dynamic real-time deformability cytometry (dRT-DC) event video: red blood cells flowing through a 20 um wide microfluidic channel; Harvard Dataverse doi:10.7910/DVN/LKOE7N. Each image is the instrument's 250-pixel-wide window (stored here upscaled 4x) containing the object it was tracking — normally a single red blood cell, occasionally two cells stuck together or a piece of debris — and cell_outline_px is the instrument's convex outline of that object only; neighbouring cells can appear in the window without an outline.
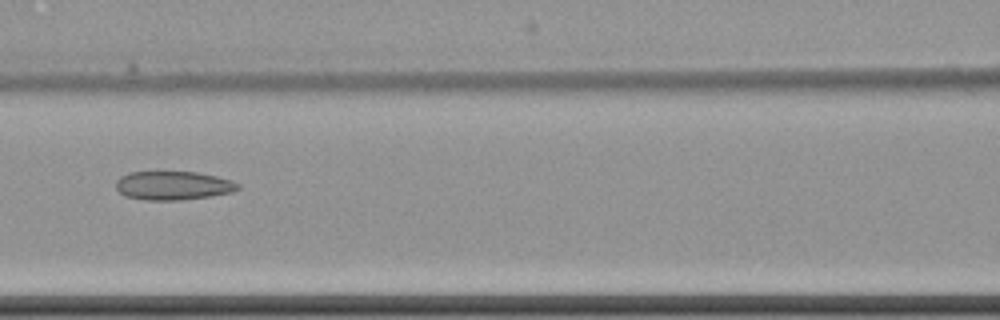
{"species": "common noctule bat (a hibernating species)", "species_latin": "Nyctalus noctula", "temperature_condition": "cold", "stored_images_in_passage": 9, "camera_frame_rate_fps": 3000, "um_per_image_px": 0.085, "animal": {"sex": "female", "body_mass_g": 22.7, "forearm_length_mm": 54.2}, "frame": {"image": 1, "passage_image": 8, "time_ms": 8.333, "image_size_px": [1000, 320], "cell_outline_px": [[240, 188], [232, 192], [212, 196], [180, 200], [144, 200], [124, 196], [116, 188], [116, 180], [120, 176], [128, 172], [196, 172], [216, 176], [232, 180], [240, 184]], "centroid_in_image_um": [14.71, 15.77], "position_along_channel_um": 151.9, "area_um2": 20.58}}
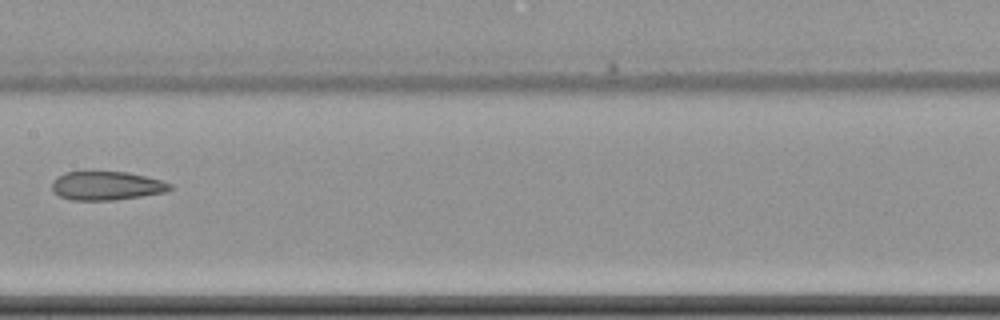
{"frame": {"image": 2, "passage_image": 9, "time_ms": 9.667, "image_size_px": [1000, 320], "cell_outline_px": [[172, 188], [164, 192], [116, 200], [72, 200], [60, 196], [52, 192], [52, 180], [56, 176], [64, 172], [128, 172], [160, 180], [172, 184]], "centroid_in_image_um": [9.0, 15.79], "position_along_channel_um": 198.4, "area_um2": 19.71}}